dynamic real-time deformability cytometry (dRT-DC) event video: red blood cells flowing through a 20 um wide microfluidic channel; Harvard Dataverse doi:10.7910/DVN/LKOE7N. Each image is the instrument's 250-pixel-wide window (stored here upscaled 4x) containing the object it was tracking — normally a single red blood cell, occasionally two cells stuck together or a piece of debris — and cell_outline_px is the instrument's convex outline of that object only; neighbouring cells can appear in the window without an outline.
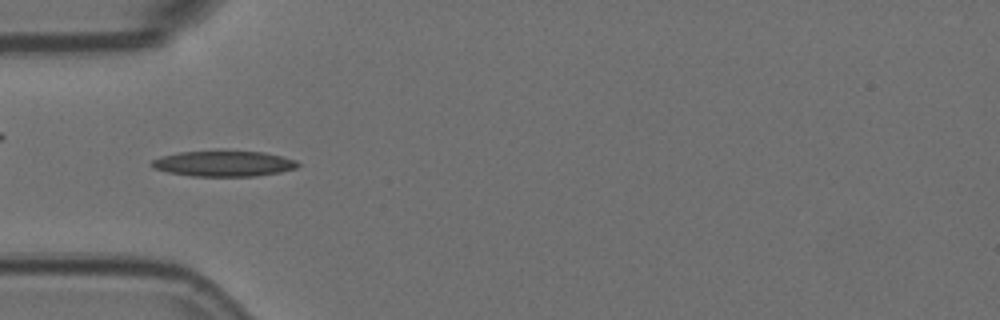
{"species": "Egyptian fruit bat (a non-hibernating species)", "species_latin": "Rousettus aegyptiacus", "temperature_condition": "room temperature", "stored_images_in_passage": 5, "camera_frame_rate_fps": 3000, "um_per_image_px": 0.085, "animal": {"sex": "female"}, "frame": {"image": 1, "passage_image": 4, "time_ms": 1.0, "image_size_px": [1000, 320], "cell_outline_px": [[300, 164], [296, 168], [280, 172], [256, 176], [192, 176], [168, 172], [152, 168], [148, 164], [152, 160], [160, 156], [180, 152], [264, 152], [296, 160]], "centroid_in_image_um": [18.98, 13.92], "position_along_channel_um": 66.0, "area_um2": 21.56}}
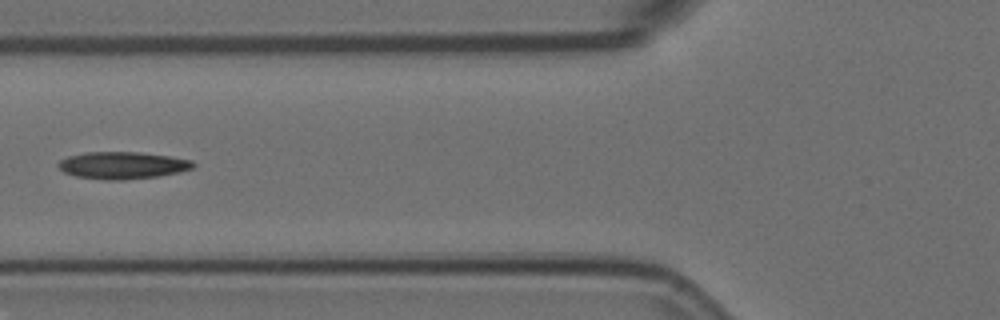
{"frame": {"image": 2, "passage_image": 5, "time_ms": 1.333, "image_size_px": [1000, 320], "cell_outline_px": [[196, 164], [192, 168], [180, 172], [160, 176], [124, 180], [108, 180], [76, 176], [64, 172], [56, 164], [60, 160], [68, 156], [88, 152], [140, 152], [168, 156], [192, 160]], "centroid_in_image_um": [10.43, 14.05], "position_along_channel_um": 115.4, "area_um2": 21.33}}